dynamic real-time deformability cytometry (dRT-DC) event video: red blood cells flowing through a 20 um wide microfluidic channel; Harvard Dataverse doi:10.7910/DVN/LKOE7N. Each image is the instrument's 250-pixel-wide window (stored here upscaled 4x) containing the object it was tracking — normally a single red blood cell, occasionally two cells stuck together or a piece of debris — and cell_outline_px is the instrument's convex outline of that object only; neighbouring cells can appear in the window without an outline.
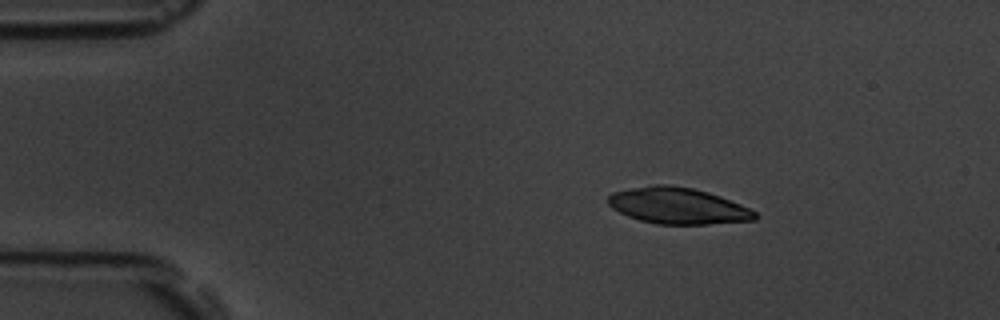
{"species": "common noctule bat (a hibernating species)", "species_latin": "Nyctalus noctula", "temperature_condition": "room temperature", "stored_images_in_passage": 4, "camera_frame_rate_fps": 3000, "um_per_image_px": 0.085, "animal": {"sex": "male", "body_mass_g": 19.5, "forearm_length_mm": 54.6}, "frame": {"image": 1, "passage_image": 1, "time_ms": 0.0, "image_size_px": [1000, 320], "cell_outline_px": [[760, 216], [756, 220], [708, 224], [656, 224], [640, 220], [628, 216], [612, 208], [608, 204], [608, 196], [612, 192], [652, 184], [668, 184], [692, 188], [708, 192], [720, 196], [740, 204], [756, 212]], "centroid_in_image_um": [57.63, 17.49], "position_along_channel_um": 27.4, "area_um2": 31.1}}